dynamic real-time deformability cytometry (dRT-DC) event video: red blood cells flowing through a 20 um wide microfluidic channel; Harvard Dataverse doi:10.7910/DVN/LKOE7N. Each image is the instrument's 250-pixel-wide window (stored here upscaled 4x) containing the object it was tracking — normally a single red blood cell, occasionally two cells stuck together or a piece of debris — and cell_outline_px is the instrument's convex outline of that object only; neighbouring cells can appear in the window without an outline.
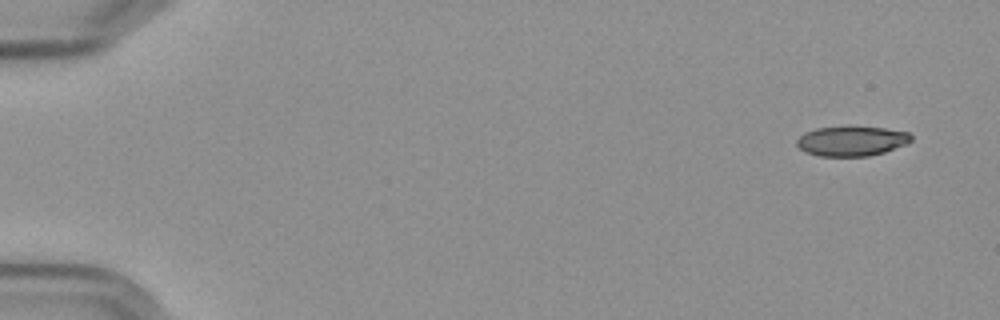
{"species": "Egyptian fruit bat (a non-hibernating species)", "species_latin": "Rousettus aegyptiacus", "temperature_condition": "cold", "stored_images_in_passage": 5, "camera_frame_rate_fps": 3000, "um_per_image_px": 0.085, "frame": {"image": 1, "passage_image": 1, "time_ms": 0.0, "image_size_px": [1000, 320], "cell_outline_px": [[912, 140], [908, 144], [884, 152], [868, 156], [820, 156], [804, 152], [796, 144], [796, 140], [804, 132], [816, 128], [884, 128], [908, 132], [912, 136]], "centroid_in_image_um": [72.39, 12.01], "position_along_channel_um": 12.6, "area_um2": 19.59}}